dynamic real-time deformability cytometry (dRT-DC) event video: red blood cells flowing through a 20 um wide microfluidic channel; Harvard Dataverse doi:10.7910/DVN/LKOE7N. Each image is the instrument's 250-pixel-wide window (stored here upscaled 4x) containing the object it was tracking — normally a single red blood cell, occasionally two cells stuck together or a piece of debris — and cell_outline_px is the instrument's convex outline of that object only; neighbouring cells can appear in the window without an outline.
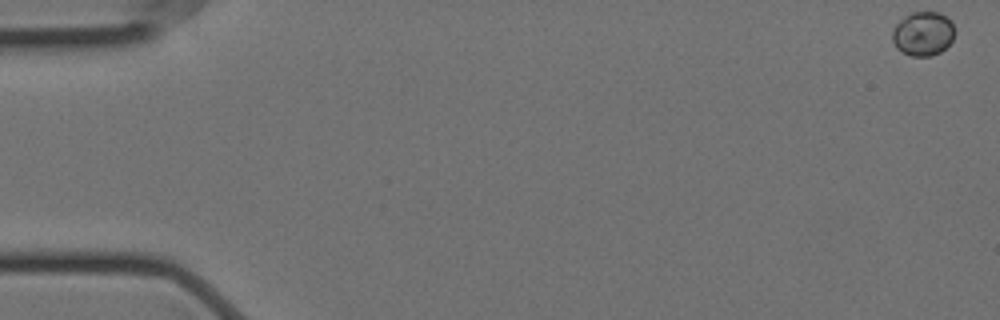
{"species": "Egyptian fruit bat (a non-hibernating species)", "species_latin": "Rousettus aegyptiacus", "temperature_condition": "cold", "stored_images_in_passage": 58, "camera_frame_rate_fps": 3000, "um_per_image_px": 0.085, "animal": {"sex": "female"}, "frame": {"image": 1, "passage_image": 1, "time_ms": 0.0, "image_size_px": [1000, 320], "cell_outline_px": [[956, 32], [952, 40], [940, 52], [928, 56], [912, 56], [896, 48], [892, 40], [892, 32], [896, 24], [904, 16], [912, 12], [940, 12], [952, 24]], "centroid_in_image_um": [78.45, 2.86], "position_along_channel_um": 6.6, "area_um2": 15.9}}
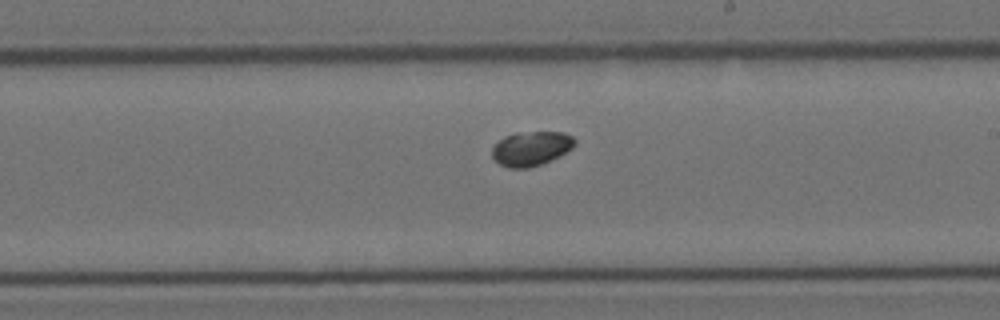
{"frame": {"image": 2, "passage_image": 34, "time_ms": 11.0, "image_size_px": [1000, 320], "cell_outline_px": [[576, 144], [572, 148], [540, 164], [528, 168], [508, 168], [500, 164], [492, 156], [492, 148], [504, 136], [516, 132], [564, 132], [572, 136], [576, 140]], "centroid_in_image_um": [45.13, 12.6], "position_along_channel_um": 243.9, "area_um2": 16.36}}
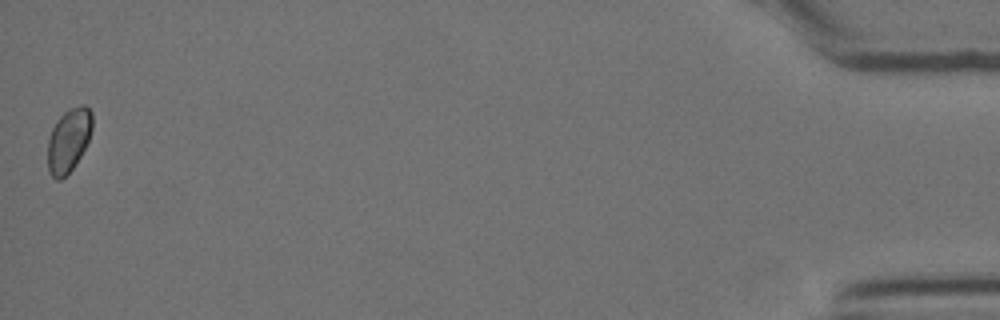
{"frame": {"image": 3, "passage_image": 58, "time_ms": 19.0, "image_size_px": [1000, 320], "cell_outline_px": [[92, 128], [88, 140], [80, 156], [72, 168], [60, 180], [56, 180], [48, 172], [48, 140], [52, 128], [56, 120], [68, 108], [80, 104], [84, 104], [92, 112]], "centroid_in_image_um": [5.82, 11.88], "position_along_channel_um": 429.4, "area_um2": 16.47}}